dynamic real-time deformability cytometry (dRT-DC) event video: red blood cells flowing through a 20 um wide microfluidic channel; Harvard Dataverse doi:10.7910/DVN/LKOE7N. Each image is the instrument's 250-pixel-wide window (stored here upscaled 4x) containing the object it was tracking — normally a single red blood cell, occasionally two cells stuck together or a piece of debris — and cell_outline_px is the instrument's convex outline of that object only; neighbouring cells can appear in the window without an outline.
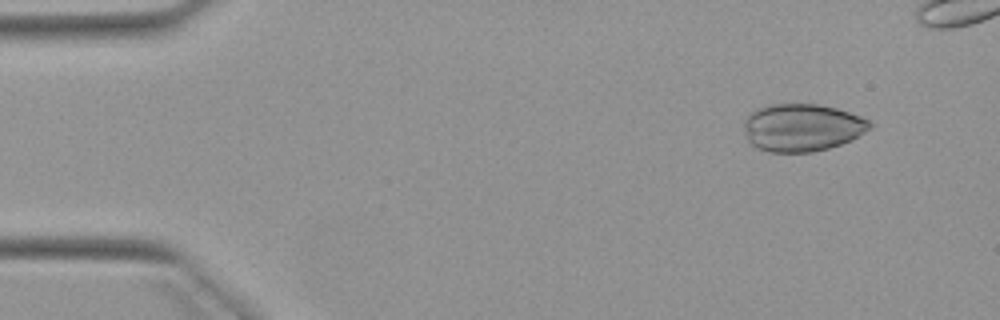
{"species": "Egyptian fruit bat (a non-hibernating species)", "species_latin": "Rousettus aegyptiacus", "temperature_condition": "warm", "stored_images_in_passage": 5, "camera_frame_rate_fps": 3000, "um_per_image_px": 0.085, "animal": {"sex": "female"}, "frame": {"image": 1, "passage_image": 2, "time_ms": 1.333, "image_size_px": [1000, 320], "cell_outline_px": [[872, 128], [852, 140], [828, 148], [812, 152], [768, 152], [756, 148], [748, 140], [744, 132], [744, 120], [756, 108], [768, 104], [820, 104], [836, 108], [860, 116], [868, 120], [872, 124]], "centroid_in_image_um": [68.17, 10.84], "position_along_channel_um": 16.8, "area_um2": 35.08}}